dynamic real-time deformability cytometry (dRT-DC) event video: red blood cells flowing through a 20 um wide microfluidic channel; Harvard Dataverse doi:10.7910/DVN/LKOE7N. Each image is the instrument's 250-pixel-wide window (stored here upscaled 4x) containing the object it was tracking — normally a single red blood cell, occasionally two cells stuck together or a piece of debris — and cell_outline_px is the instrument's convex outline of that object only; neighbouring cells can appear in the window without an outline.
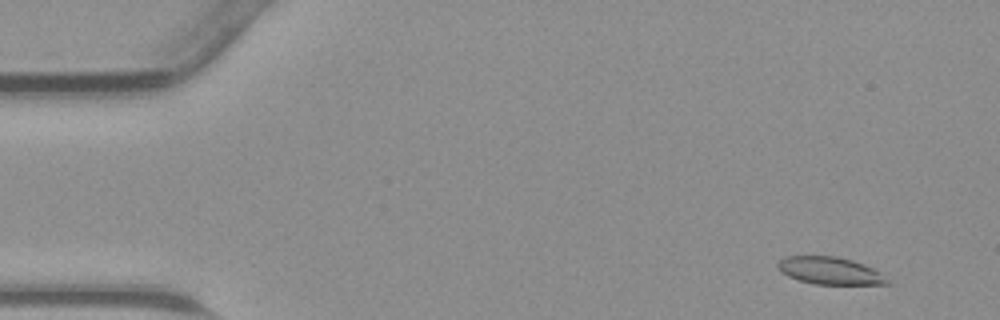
{"species": "common noctule bat (a hibernating species)", "species_latin": "Nyctalus noctula", "temperature_condition": "warm", "stored_images_in_passage": 46, "camera_frame_rate_fps": 3000, "um_per_image_px": 0.085, "animal": {"sex": "male", "body_mass_g": 23.1, "forearm_length_mm": 52.7}, "frame": {"image": 1, "passage_image": 4, "time_ms": 1.0, "image_size_px": [1000, 320], "cell_outline_px": [[892, 284], [812, 284], [788, 276], [780, 272], [776, 264], [784, 256], [836, 256], [852, 260], [864, 264], [880, 272]], "centroid_in_image_um": [70.52, 23.01], "position_along_channel_um": 14.5, "area_um2": 17.46}}
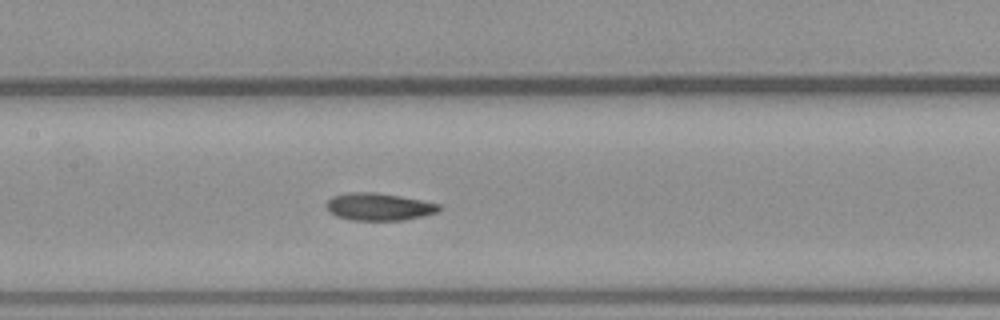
{"frame": {"image": 2, "passage_image": 22, "time_ms": 7.0, "image_size_px": [1000, 320], "cell_outline_px": [[444, 208], [440, 212], [424, 216], [404, 220], [352, 220], [336, 216], [328, 212], [324, 204], [332, 196], [348, 192], [376, 192], [400, 196], [440, 204]], "centroid_in_image_um": [32.21, 17.57], "position_along_channel_um": 175.2, "area_um2": 18.32}}
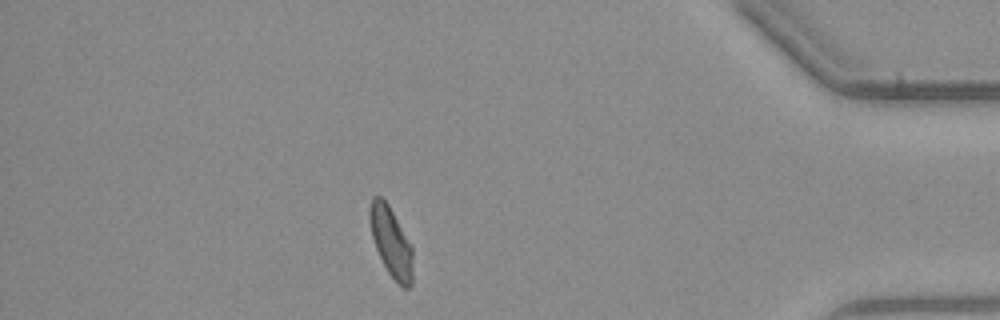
{"frame": {"image": 3, "passage_image": 40, "time_ms": 13.0, "image_size_px": [1000, 320], "cell_outline_px": [[412, 284], [408, 288], [404, 288], [388, 272], [376, 248], [372, 236], [368, 216], [368, 208], [372, 196], [380, 196], [388, 204], [412, 244]], "centroid_in_image_um": [33.23, 20.51], "position_along_channel_um": 402.0, "area_um2": 17.46}}